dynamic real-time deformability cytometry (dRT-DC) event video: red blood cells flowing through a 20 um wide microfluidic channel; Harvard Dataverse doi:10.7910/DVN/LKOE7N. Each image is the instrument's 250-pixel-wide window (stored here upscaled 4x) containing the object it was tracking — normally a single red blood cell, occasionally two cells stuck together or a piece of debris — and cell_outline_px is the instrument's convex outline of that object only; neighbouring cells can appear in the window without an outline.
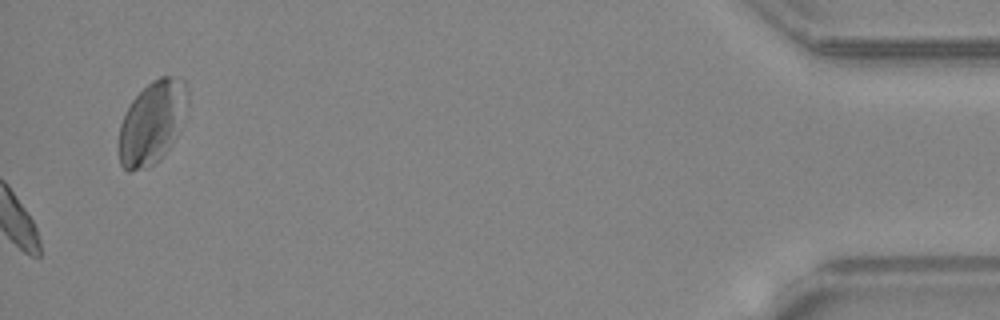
{"species": "common noctule bat (a hibernating species)", "species_latin": "Nyctalus noctula", "temperature_condition": "warm", "stored_images_in_passage": 34, "camera_frame_rate_fps": 3000, "um_per_image_px": 0.085, "animal": {"sex": "female", "body_mass_g": 24.6, "forearm_length_mm": 56.2}, "frame": {"image": 1, "passage_image": 34, "time_ms": 11.0, "image_size_px": [1000, 320], "cell_outline_px": [[188, 104], [176, 136], [160, 160], [148, 168], [132, 172], [128, 172], [120, 164], [120, 124], [132, 100], [152, 80], [160, 76], [172, 76], [184, 80], [188, 88]], "centroid_in_image_um": [12.95, 10.42], "position_along_channel_um": 422.3, "area_um2": 33.06}, "authors_computed_cell_mechanics": {"area_um2": 15.5482, "velocity_mm_per_s": 4.364, "shape_relaxation_time_tau1_ms": 5.9494, "shape_relaxation_time_tau2_ms": null, "deformation_change_tau1": 0.1131, "deformation_change_tau2": null}}